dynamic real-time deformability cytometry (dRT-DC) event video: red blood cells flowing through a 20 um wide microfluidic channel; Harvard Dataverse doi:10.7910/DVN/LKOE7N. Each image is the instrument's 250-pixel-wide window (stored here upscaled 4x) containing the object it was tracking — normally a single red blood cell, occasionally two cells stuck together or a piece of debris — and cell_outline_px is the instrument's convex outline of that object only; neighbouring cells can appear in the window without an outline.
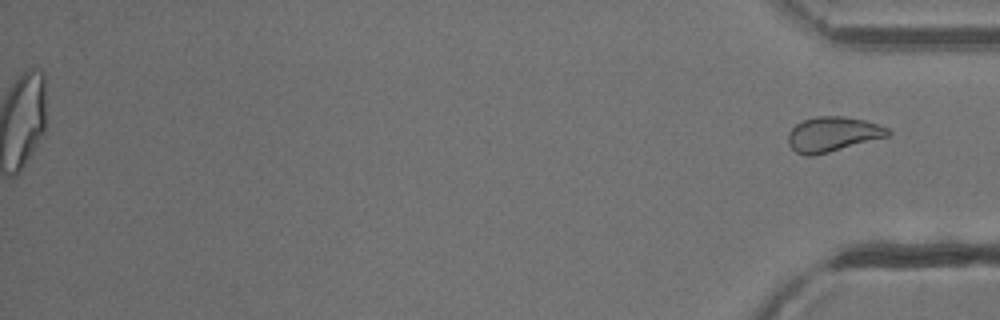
{"species": "common noctule bat (a hibernating species)", "species_latin": "Nyctalus noctula", "temperature_condition": "cold", "stored_images_in_passage": 50, "segment_of_instrument_passage": [2, 2], "camera_frame_rate_fps": 3000, "um_per_image_px": 0.085, "animal": {"sex": "male", "body_mass_g": 13.3}, "frame": {"image": 1, "passage_image": 50, "time_ms": 16.333, "image_size_px": [1000, 320], "cell_outline_px": [[892, 132], [888, 136], [828, 152], [812, 156], [804, 156], [796, 152], [788, 144], [788, 132], [796, 124], [804, 120], [816, 116], [844, 116], [864, 120], [888, 128]], "centroid_in_image_um": [70.75, 11.41], "position_along_channel_um": 364.4, "area_um2": 20.11}}